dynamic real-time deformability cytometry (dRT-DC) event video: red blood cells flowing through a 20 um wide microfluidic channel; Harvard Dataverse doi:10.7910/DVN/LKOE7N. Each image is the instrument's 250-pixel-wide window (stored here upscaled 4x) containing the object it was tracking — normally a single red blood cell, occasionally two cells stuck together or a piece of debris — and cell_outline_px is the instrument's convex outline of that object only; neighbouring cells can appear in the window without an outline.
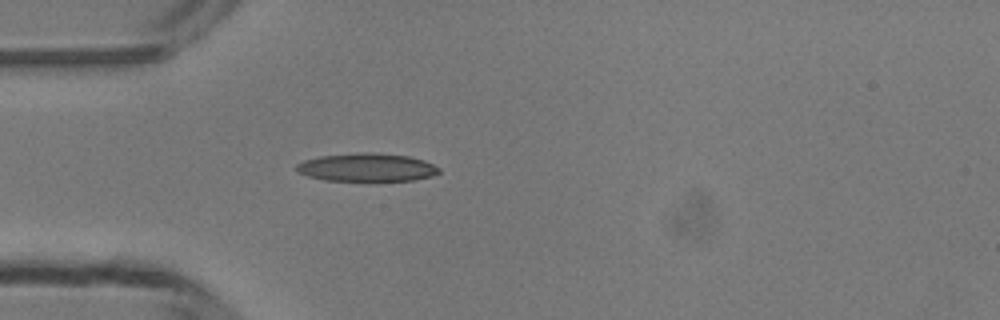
{"species": "common noctule bat (a hibernating species)", "species_latin": "Nyctalus noctula", "temperature_condition": "room temperature", "stored_images_in_passage": 36, "camera_frame_rate_fps": 3000, "um_per_image_px": 0.085, "animal": {"sex": "male", "body_mass_g": 13.3}, "frame": {"image": 1, "passage_image": 1, "time_ms": 0.0, "image_size_px": [1000, 320], "cell_outline_px": [[440, 172], [432, 176], [412, 180], [368, 184], [324, 180], [308, 176], [296, 172], [296, 164], [304, 160], [320, 156], [408, 156], [424, 160], [440, 168]], "centroid_in_image_um": [31.18, 14.35], "position_along_channel_um": 53.8, "area_um2": 23.12}}
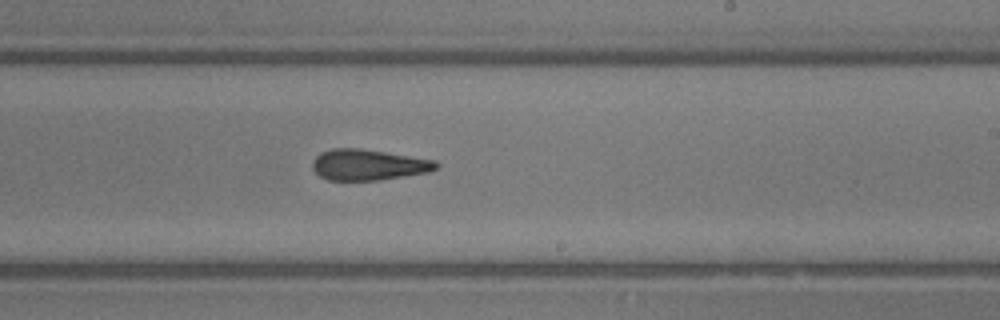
{"frame": {"image": 2, "passage_image": 16, "time_ms": 5.0, "image_size_px": [1000, 320], "cell_outline_px": [[440, 164], [436, 168], [428, 172], [380, 180], [328, 180], [320, 176], [312, 168], [312, 164], [316, 156], [320, 152], [332, 148], [360, 148], [436, 160]], "centroid_in_image_um": [31.3, 14.0], "position_along_channel_um": 257.7, "area_um2": 22.25}}
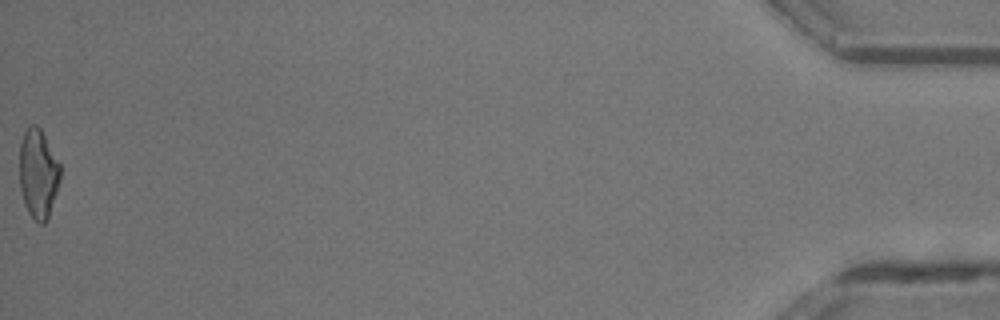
{"frame": {"image": 3, "passage_image": 36, "time_ms": 11.667, "image_size_px": [1000, 320], "cell_outline_px": [[60, 180], [48, 220], [44, 224], [40, 224], [28, 212], [24, 204], [20, 188], [20, 144], [24, 132], [32, 124], [36, 124], [40, 128], [60, 164]], "centroid_in_image_um": [3.25, 14.79], "position_along_channel_um": 432.0, "area_um2": 21.1}, "authors_computed_cell_mechanics": {"area_um2": 22.2819, "velocity_mm_per_s": 4.2025, "shape_relaxation_time_tau1_ms": null, "shape_relaxation_time_tau2_ms": 3.8451, "deformation_change_tau1": null, "deformation_change_tau2": 0.1536}}